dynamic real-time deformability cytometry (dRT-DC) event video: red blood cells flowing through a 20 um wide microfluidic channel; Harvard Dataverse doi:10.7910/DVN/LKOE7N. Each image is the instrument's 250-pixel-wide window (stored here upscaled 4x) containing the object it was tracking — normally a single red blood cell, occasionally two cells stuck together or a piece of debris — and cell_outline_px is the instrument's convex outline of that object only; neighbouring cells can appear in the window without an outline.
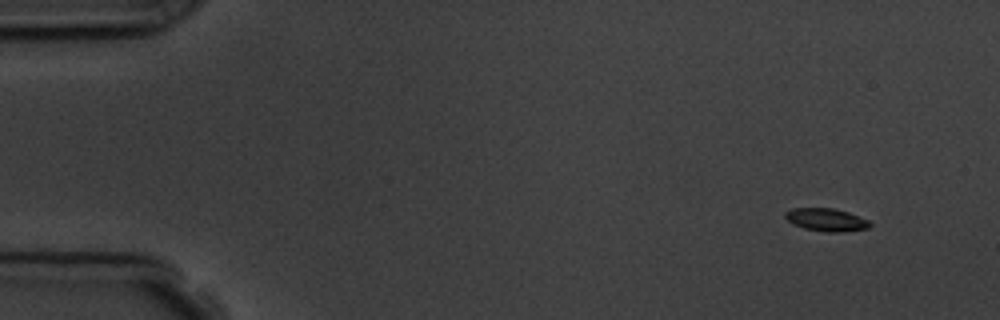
{"species": "common noctule bat (a hibernating species)", "species_latin": "Nyctalus noctula", "temperature_condition": "room temperature", "stored_images_in_passage": 9, "camera_frame_rate_fps": 3000, "um_per_image_px": 0.085, "animal": {"sex": "male", "body_mass_g": 19.5, "forearm_length_mm": 54.6}, "frame": {"image": 1, "passage_image": 1, "time_ms": 0.0, "image_size_px": [1000, 320], "cell_outline_px": [[872, 224], [868, 228], [844, 232], [824, 232], [804, 228], [792, 224], [784, 216], [784, 212], [792, 208], [832, 208], [848, 212], [868, 220]], "centroid_in_image_um": [70.22, 18.68], "position_along_channel_um": 14.8, "area_um2": 11.33}}
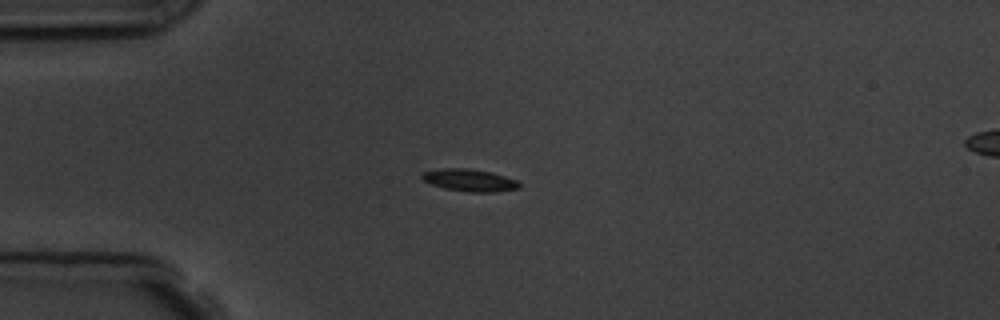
{"frame": {"image": 2, "passage_image": 4, "time_ms": 3.333, "image_size_px": [1000, 320], "cell_outline_px": [[520, 188], [496, 192], [468, 192], [444, 188], [432, 184], [424, 180], [420, 176], [424, 172], [440, 168], [468, 168], [492, 172], [516, 180], [520, 184]], "centroid_in_image_um": [39.92, 15.32], "position_along_channel_um": 45.1, "area_um2": 12.6}}
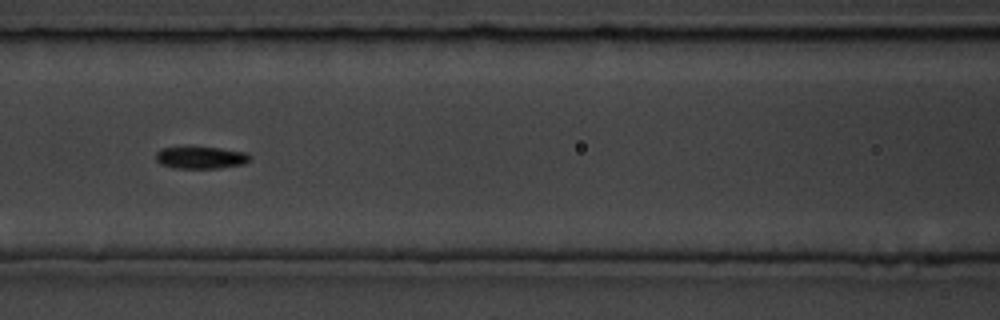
{"frame": {"image": 3, "passage_image": 7, "time_ms": 6.667, "image_size_px": [1000, 320], "cell_outline_px": [[252, 156], [244, 164], [220, 168], [172, 168], [160, 164], [156, 160], [156, 152], [160, 148], [188, 144], [220, 148], [248, 152]], "centroid_in_image_um": [17.02, 13.35], "position_along_channel_um": 149.6, "area_um2": 12.95}}